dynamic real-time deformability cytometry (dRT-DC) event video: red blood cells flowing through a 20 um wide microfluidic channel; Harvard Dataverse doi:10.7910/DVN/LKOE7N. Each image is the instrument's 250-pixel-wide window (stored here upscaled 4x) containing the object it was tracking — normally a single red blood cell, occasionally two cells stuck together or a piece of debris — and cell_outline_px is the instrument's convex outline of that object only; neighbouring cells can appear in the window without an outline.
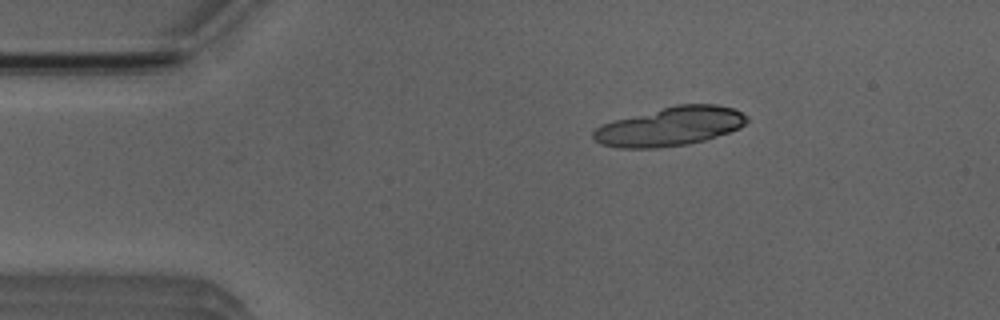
{"species": "Egyptian fruit bat (a non-hibernating species)", "species_latin": "Rousettus aegyptiacus", "temperature_condition": "room temperature", "stored_images_in_passage": 5, "camera_frame_rate_fps": 3000, "um_per_image_px": 0.085, "animal": {"sex": "male"}, "frame": {"image": 1, "passage_image": 2, "time_ms": 1.333, "image_size_px": [1000, 320], "cell_outline_px": [[748, 120], [740, 128], [704, 140], [688, 144], [656, 148], [616, 148], [600, 144], [592, 140], [592, 132], [596, 128], [604, 124], [616, 120], [676, 104], [716, 104], [732, 108], [748, 116]], "centroid_in_image_um": [56.94, 10.76], "position_along_channel_um": 28.1, "area_um2": 34.62}}